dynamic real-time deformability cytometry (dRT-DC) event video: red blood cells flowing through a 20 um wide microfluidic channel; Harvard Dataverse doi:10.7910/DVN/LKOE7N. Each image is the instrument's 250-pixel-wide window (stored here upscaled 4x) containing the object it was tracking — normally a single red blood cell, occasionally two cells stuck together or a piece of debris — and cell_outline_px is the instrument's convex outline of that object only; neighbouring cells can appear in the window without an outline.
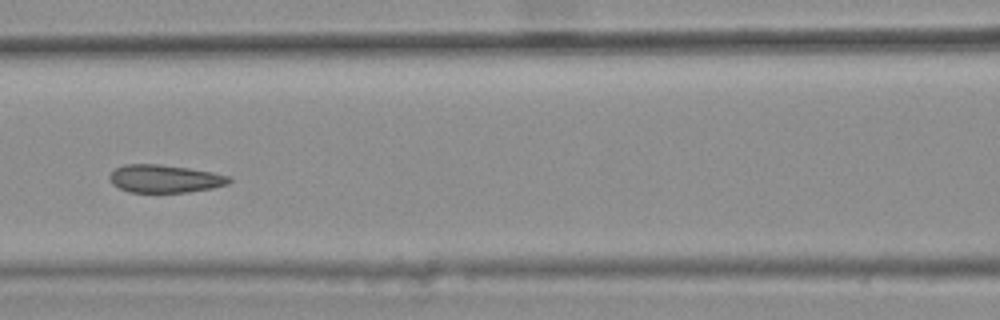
{"species": "common noctule bat (a hibernating species)", "species_latin": "Nyctalus noctula", "temperature_condition": "warm", "stored_images_in_passage": 9, "camera_frame_rate_fps": 3000, "um_per_image_px": 0.085, "animal": {"sex": "female", "body_mass_g": 25.1}, "frame": {"image": 1, "passage_image": 6, "time_ms": 1.667, "image_size_px": [1000, 320], "cell_outline_px": [[232, 180], [228, 184], [212, 188], [188, 192], [128, 192], [112, 184], [108, 180], [108, 176], [116, 168], [124, 164], [160, 164], [188, 168], [212, 172], [232, 176]], "centroid_in_image_um": [14.01, 15.19], "position_along_channel_um": 152.6, "area_um2": 19.54}}
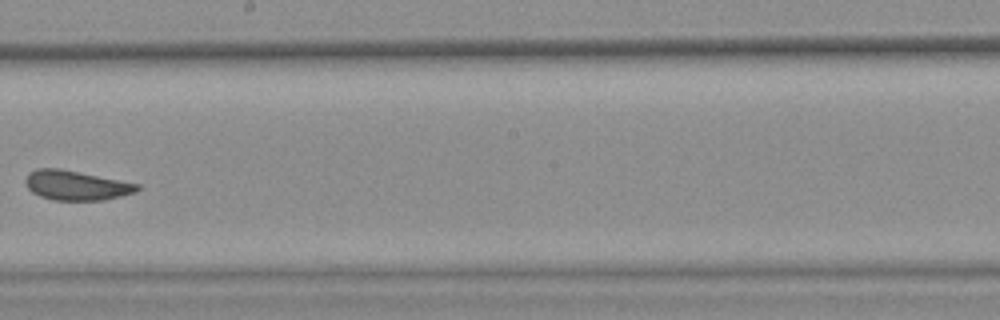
{"frame": {"image": 2, "passage_image": 8, "time_ms": 2.333, "image_size_px": [1000, 320], "cell_outline_px": [[140, 188], [136, 192], [104, 200], [52, 200], [40, 196], [32, 192], [28, 188], [24, 180], [28, 172], [36, 168], [60, 168], [140, 184]], "centroid_in_image_um": [6.45, 15.75], "position_along_channel_um": 241.8, "area_um2": 19.36}}
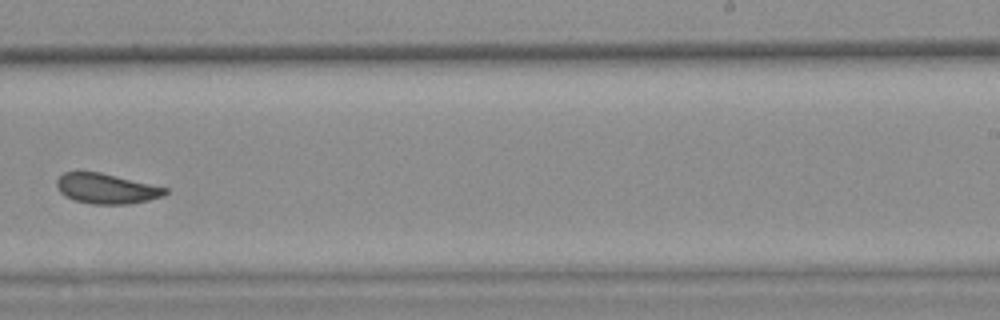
{"frame": {"image": 3, "passage_image": 9, "time_ms": 2.667, "image_size_px": [1000, 320], "cell_outline_px": [[168, 192], [164, 196], [148, 200], [128, 204], [92, 204], [72, 200], [64, 196], [56, 188], [56, 180], [64, 172], [100, 172], [168, 188]], "centroid_in_image_um": [9.02, 16.04], "position_along_channel_um": 280.0, "area_um2": 19.13}}